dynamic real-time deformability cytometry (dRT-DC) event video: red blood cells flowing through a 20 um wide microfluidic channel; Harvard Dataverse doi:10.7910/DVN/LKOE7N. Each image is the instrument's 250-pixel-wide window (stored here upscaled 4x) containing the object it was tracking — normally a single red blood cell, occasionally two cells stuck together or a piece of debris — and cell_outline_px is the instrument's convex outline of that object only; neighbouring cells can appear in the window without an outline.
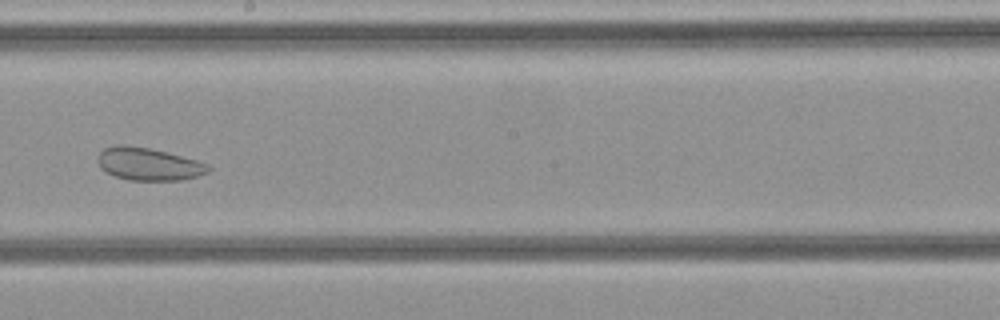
{"species": "common noctule bat (a hibernating species)", "species_latin": "Nyctalus noctula", "temperature_condition": "cold", "stored_images_in_passage": 36, "camera_frame_rate_fps": 3000, "um_per_image_px": 0.085, "animal": {"sex": "female", "body_mass_g": 21.9}, "frame": {"image": 1, "passage_image": 21, "time_ms": 6.667, "image_size_px": [1000, 320], "cell_outline_px": [[212, 168], [208, 172], [196, 176], [180, 180], [128, 180], [104, 172], [100, 168], [96, 160], [100, 152], [104, 148], [116, 144], [124, 144], [148, 148], [196, 160], [208, 164]], "centroid_in_image_um": [12.57, 13.94], "position_along_channel_um": 235.6, "area_um2": 20.98}}